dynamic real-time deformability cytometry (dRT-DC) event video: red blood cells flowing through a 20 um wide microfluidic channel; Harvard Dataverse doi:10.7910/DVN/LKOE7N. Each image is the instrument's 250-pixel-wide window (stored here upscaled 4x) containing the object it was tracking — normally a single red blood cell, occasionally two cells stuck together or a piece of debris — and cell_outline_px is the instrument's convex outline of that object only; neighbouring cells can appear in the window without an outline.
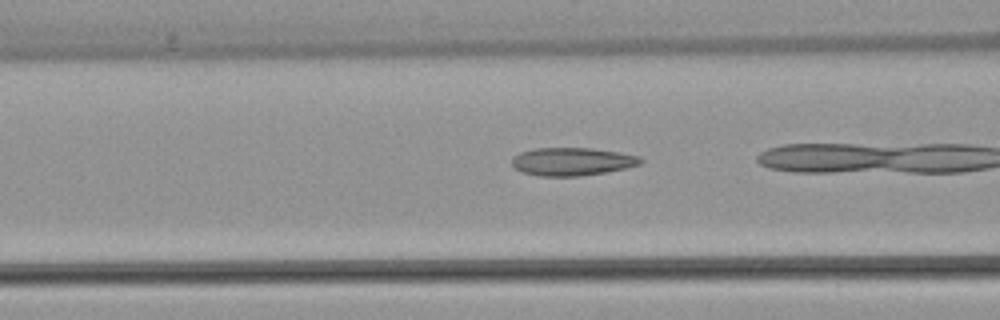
{"species": "common noctule bat (a hibernating species)", "species_latin": "Nyctalus noctula", "temperature_condition": "warm", "stored_images_in_passage": 22, "camera_frame_rate_fps": 3000, "um_per_image_px": 0.085, "animal": {"sex": "female", "body_mass_g": 22.7, "forearm_length_mm": 54.2}, "frame": {"image": 1, "passage_image": 17, "time_ms": 5.333, "image_size_px": [1000, 320], "cell_outline_px": [[644, 160], [640, 164], [624, 168], [604, 172], [580, 176], [540, 176], [520, 172], [512, 164], [512, 156], [520, 152], [536, 148], [592, 148], [620, 152], [640, 156]], "centroid_in_image_um": [48.61, 13.72], "position_along_channel_um": 118.0, "area_um2": 21.04}}
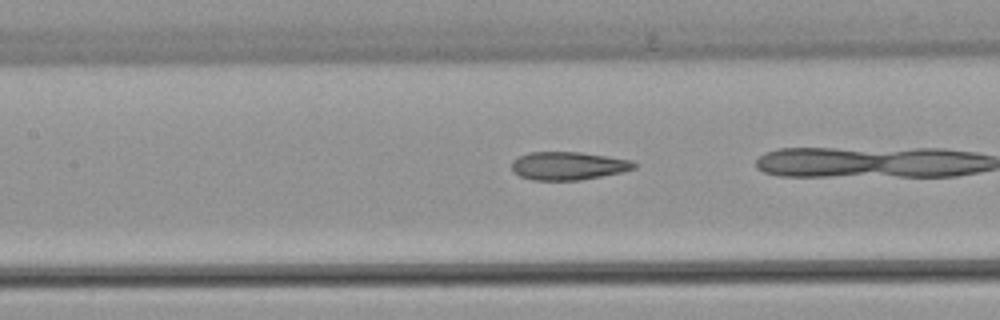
{"frame": {"image": 2, "passage_image": 20, "time_ms": 6.333, "image_size_px": [1000, 320], "cell_outline_px": [[636, 168], [620, 172], [580, 180], [532, 180], [520, 176], [512, 172], [512, 160], [516, 156], [528, 152], [580, 152], [632, 160], [636, 164]], "centroid_in_image_um": [48.24, 14.09], "position_along_channel_um": 159.2, "area_um2": 20.11}}